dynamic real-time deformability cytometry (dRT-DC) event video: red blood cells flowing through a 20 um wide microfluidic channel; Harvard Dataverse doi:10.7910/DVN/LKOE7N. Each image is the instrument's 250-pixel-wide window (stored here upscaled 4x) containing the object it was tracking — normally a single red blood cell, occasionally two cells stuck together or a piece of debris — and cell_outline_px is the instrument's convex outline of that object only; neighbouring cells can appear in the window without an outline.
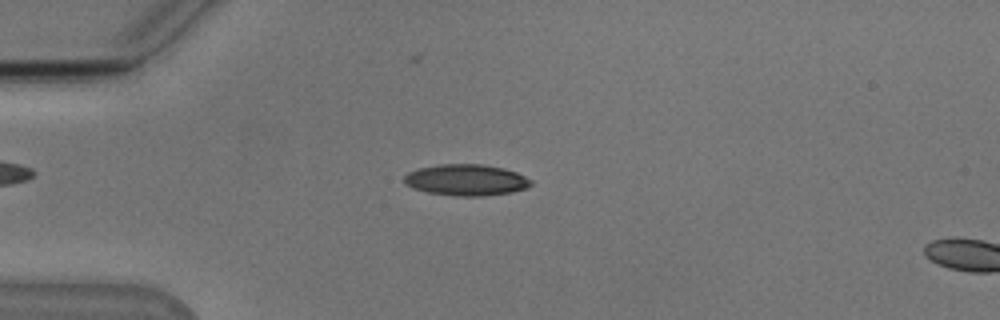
{"species": "Egyptian fruit bat (a non-hibernating species)", "species_latin": "Rousettus aegyptiacus", "temperature_condition": "cold", "stored_images_in_passage": 13, "camera_frame_rate_fps": 3000, "um_per_image_px": 0.085, "animal": {"sex": "male"}, "frame": {"image": 1, "passage_image": 11, "time_ms": 3.333, "image_size_px": [1000, 320], "cell_outline_px": [[532, 184], [528, 188], [512, 192], [484, 196], [452, 196], [428, 192], [412, 188], [404, 184], [404, 176], [408, 172], [420, 168], [440, 164], [480, 164], [504, 168], [516, 172], [532, 180]], "centroid_in_image_um": [39.63, 15.3], "position_along_channel_um": 45.4, "area_um2": 23.24}}